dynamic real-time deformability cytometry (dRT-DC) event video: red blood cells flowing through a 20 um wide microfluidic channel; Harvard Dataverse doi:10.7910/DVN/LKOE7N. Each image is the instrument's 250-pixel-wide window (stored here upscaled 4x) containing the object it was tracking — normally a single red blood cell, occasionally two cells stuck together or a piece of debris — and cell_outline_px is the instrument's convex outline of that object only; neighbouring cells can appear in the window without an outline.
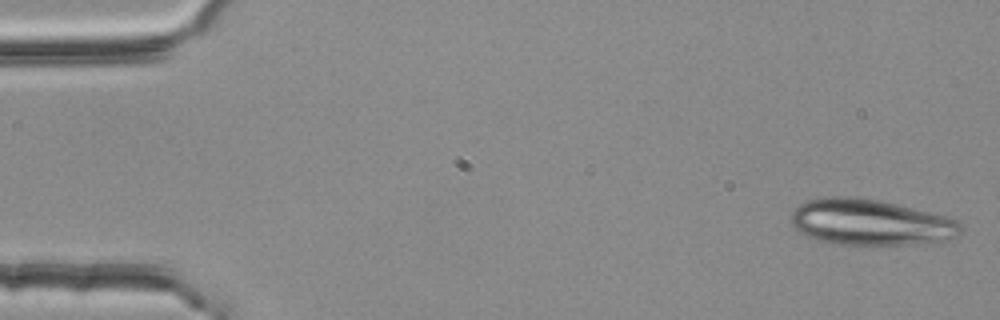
{"species": "common noctule bat (a hibernating species)", "species_latin": "Nyctalus noctula", "temperature_condition": "room temperature", "stored_images_in_passage": 52, "camera_frame_rate_fps": 3000, "um_per_image_px": 0.085, "animal": {"sex": "female", "body_mass_g": 25.1}, "frame": {"image": 1, "passage_image": 1, "time_ms": 0.0, "image_size_px": [1000, 320], "cell_outline_px": [[964, 232], [956, 236], [940, 240], [904, 244], [832, 244], [816, 240], [800, 232], [792, 224], [792, 212], [800, 204], [808, 200], [832, 196], [852, 196], [880, 200], [944, 216], [956, 220], [964, 228]], "centroid_in_image_um": [73.95, 18.88], "position_along_channel_um": 11.0, "area_um2": 44.91}}
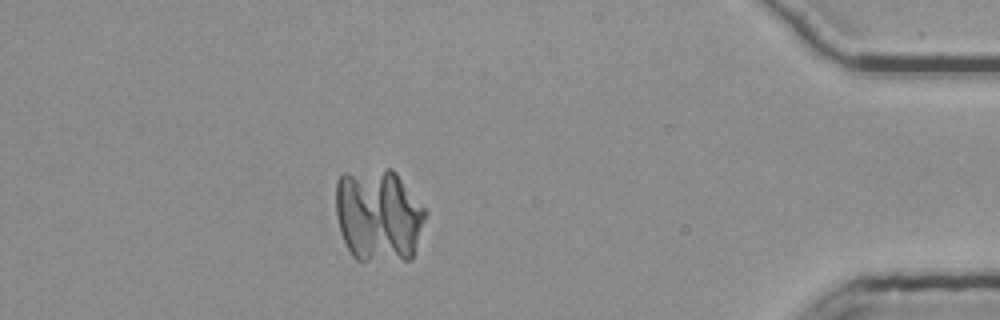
{"frame": {"image": 2, "passage_image": 47, "time_ms": 15.333, "image_size_px": [1000, 320], "cell_outline_px": [[428, 212], [416, 252], [412, 260], [356, 260], [352, 256], [340, 232], [336, 216], [336, 180], [344, 172], [388, 168], [392, 168], [396, 172]], "centroid_in_image_um": [32.19, 18.3], "position_along_channel_um": 403.0, "area_um2": 49.42}}